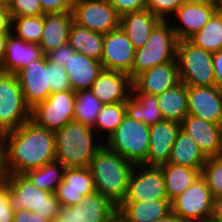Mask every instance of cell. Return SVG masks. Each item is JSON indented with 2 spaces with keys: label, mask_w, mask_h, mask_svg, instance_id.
I'll return each instance as SVG.
<instances>
[{
  "label": "cell",
  "mask_w": 222,
  "mask_h": 222,
  "mask_svg": "<svg viewBox=\"0 0 222 222\" xmlns=\"http://www.w3.org/2000/svg\"><path fill=\"white\" fill-rule=\"evenodd\" d=\"M93 176L88 167L66 168L63 181L55 192L59 205L73 206L81 201L84 195L95 192Z\"/></svg>",
  "instance_id": "19"
},
{
  "label": "cell",
  "mask_w": 222,
  "mask_h": 222,
  "mask_svg": "<svg viewBox=\"0 0 222 222\" xmlns=\"http://www.w3.org/2000/svg\"><path fill=\"white\" fill-rule=\"evenodd\" d=\"M171 212L169 200L122 201L117 207L119 222H156Z\"/></svg>",
  "instance_id": "25"
},
{
  "label": "cell",
  "mask_w": 222,
  "mask_h": 222,
  "mask_svg": "<svg viewBox=\"0 0 222 222\" xmlns=\"http://www.w3.org/2000/svg\"><path fill=\"white\" fill-rule=\"evenodd\" d=\"M4 178L10 185V199L14 211L27 209L45 216L48 221L58 216L60 205L55 193L35 187L24 174H5Z\"/></svg>",
  "instance_id": "6"
},
{
  "label": "cell",
  "mask_w": 222,
  "mask_h": 222,
  "mask_svg": "<svg viewBox=\"0 0 222 222\" xmlns=\"http://www.w3.org/2000/svg\"><path fill=\"white\" fill-rule=\"evenodd\" d=\"M157 104L163 119L181 124L188 115L187 85L180 81L174 87L157 95Z\"/></svg>",
  "instance_id": "29"
},
{
  "label": "cell",
  "mask_w": 222,
  "mask_h": 222,
  "mask_svg": "<svg viewBox=\"0 0 222 222\" xmlns=\"http://www.w3.org/2000/svg\"><path fill=\"white\" fill-rule=\"evenodd\" d=\"M215 86L222 90V50L213 53Z\"/></svg>",
  "instance_id": "48"
},
{
  "label": "cell",
  "mask_w": 222,
  "mask_h": 222,
  "mask_svg": "<svg viewBox=\"0 0 222 222\" xmlns=\"http://www.w3.org/2000/svg\"><path fill=\"white\" fill-rule=\"evenodd\" d=\"M5 173L3 169V143L2 136L0 135V181L4 179Z\"/></svg>",
  "instance_id": "53"
},
{
  "label": "cell",
  "mask_w": 222,
  "mask_h": 222,
  "mask_svg": "<svg viewBox=\"0 0 222 222\" xmlns=\"http://www.w3.org/2000/svg\"><path fill=\"white\" fill-rule=\"evenodd\" d=\"M7 38H8V34H1L0 35V70H1L4 56H5Z\"/></svg>",
  "instance_id": "51"
},
{
  "label": "cell",
  "mask_w": 222,
  "mask_h": 222,
  "mask_svg": "<svg viewBox=\"0 0 222 222\" xmlns=\"http://www.w3.org/2000/svg\"><path fill=\"white\" fill-rule=\"evenodd\" d=\"M104 34L91 31L73 23L69 32V45L87 57L101 61Z\"/></svg>",
  "instance_id": "32"
},
{
  "label": "cell",
  "mask_w": 222,
  "mask_h": 222,
  "mask_svg": "<svg viewBox=\"0 0 222 222\" xmlns=\"http://www.w3.org/2000/svg\"><path fill=\"white\" fill-rule=\"evenodd\" d=\"M16 76L20 82L24 102L30 109L45 101L51 94L45 55L24 67Z\"/></svg>",
  "instance_id": "16"
},
{
  "label": "cell",
  "mask_w": 222,
  "mask_h": 222,
  "mask_svg": "<svg viewBox=\"0 0 222 222\" xmlns=\"http://www.w3.org/2000/svg\"><path fill=\"white\" fill-rule=\"evenodd\" d=\"M72 24V12L44 14V26L39 43L44 55L68 43Z\"/></svg>",
  "instance_id": "26"
},
{
  "label": "cell",
  "mask_w": 222,
  "mask_h": 222,
  "mask_svg": "<svg viewBox=\"0 0 222 222\" xmlns=\"http://www.w3.org/2000/svg\"><path fill=\"white\" fill-rule=\"evenodd\" d=\"M206 161L207 157L200 150L198 144L180 128L172 146L168 163L202 169Z\"/></svg>",
  "instance_id": "28"
},
{
  "label": "cell",
  "mask_w": 222,
  "mask_h": 222,
  "mask_svg": "<svg viewBox=\"0 0 222 222\" xmlns=\"http://www.w3.org/2000/svg\"><path fill=\"white\" fill-rule=\"evenodd\" d=\"M13 222H48L45 216H40L27 209L14 211Z\"/></svg>",
  "instance_id": "46"
},
{
  "label": "cell",
  "mask_w": 222,
  "mask_h": 222,
  "mask_svg": "<svg viewBox=\"0 0 222 222\" xmlns=\"http://www.w3.org/2000/svg\"><path fill=\"white\" fill-rule=\"evenodd\" d=\"M182 4L181 0H147L146 9L161 20H167Z\"/></svg>",
  "instance_id": "41"
},
{
  "label": "cell",
  "mask_w": 222,
  "mask_h": 222,
  "mask_svg": "<svg viewBox=\"0 0 222 222\" xmlns=\"http://www.w3.org/2000/svg\"><path fill=\"white\" fill-rule=\"evenodd\" d=\"M10 0H0V4H8V2H9Z\"/></svg>",
  "instance_id": "55"
},
{
  "label": "cell",
  "mask_w": 222,
  "mask_h": 222,
  "mask_svg": "<svg viewBox=\"0 0 222 222\" xmlns=\"http://www.w3.org/2000/svg\"><path fill=\"white\" fill-rule=\"evenodd\" d=\"M66 167L58 161L47 163L44 166L30 170L24 175L41 190L55 193L58 185L63 181Z\"/></svg>",
  "instance_id": "34"
},
{
  "label": "cell",
  "mask_w": 222,
  "mask_h": 222,
  "mask_svg": "<svg viewBox=\"0 0 222 222\" xmlns=\"http://www.w3.org/2000/svg\"><path fill=\"white\" fill-rule=\"evenodd\" d=\"M216 11V8L207 5L191 1L183 2L174 14L176 19L181 21L180 24H171L178 41L188 40L199 32Z\"/></svg>",
  "instance_id": "23"
},
{
  "label": "cell",
  "mask_w": 222,
  "mask_h": 222,
  "mask_svg": "<svg viewBox=\"0 0 222 222\" xmlns=\"http://www.w3.org/2000/svg\"><path fill=\"white\" fill-rule=\"evenodd\" d=\"M181 129L192 137L207 158L222 155V124L187 115Z\"/></svg>",
  "instance_id": "20"
},
{
  "label": "cell",
  "mask_w": 222,
  "mask_h": 222,
  "mask_svg": "<svg viewBox=\"0 0 222 222\" xmlns=\"http://www.w3.org/2000/svg\"><path fill=\"white\" fill-rule=\"evenodd\" d=\"M211 219L214 221H222V196L213 198Z\"/></svg>",
  "instance_id": "49"
},
{
  "label": "cell",
  "mask_w": 222,
  "mask_h": 222,
  "mask_svg": "<svg viewBox=\"0 0 222 222\" xmlns=\"http://www.w3.org/2000/svg\"><path fill=\"white\" fill-rule=\"evenodd\" d=\"M182 2H189V1H191V0H181Z\"/></svg>",
  "instance_id": "57"
},
{
  "label": "cell",
  "mask_w": 222,
  "mask_h": 222,
  "mask_svg": "<svg viewBox=\"0 0 222 222\" xmlns=\"http://www.w3.org/2000/svg\"><path fill=\"white\" fill-rule=\"evenodd\" d=\"M75 102L76 94L72 89L51 93L45 101L37 103L30 109V120L40 127L55 132L74 121Z\"/></svg>",
  "instance_id": "9"
},
{
  "label": "cell",
  "mask_w": 222,
  "mask_h": 222,
  "mask_svg": "<svg viewBox=\"0 0 222 222\" xmlns=\"http://www.w3.org/2000/svg\"><path fill=\"white\" fill-rule=\"evenodd\" d=\"M44 26V14L12 18L11 32L25 42L40 43Z\"/></svg>",
  "instance_id": "36"
},
{
  "label": "cell",
  "mask_w": 222,
  "mask_h": 222,
  "mask_svg": "<svg viewBox=\"0 0 222 222\" xmlns=\"http://www.w3.org/2000/svg\"><path fill=\"white\" fill-rule=\"evenodd\" d=\"M7 5L11 18L44 14L39 0H10Z\"/></svg>",
  "instance_id": "40"
},
{
  "label": "cell",
  "mask_w": 222,
  "mask_h": 222,
  "mask_svg": "<svg viewBox=\"0 0 222 222\" xmlns=\"http://www.w3.org/2000/svg\"><path fill=\"white\" fill-rule=\"evenodd\" d=\"M64 67L72 90L75 92L89 90L103 70L100 61L76 52L70 45L69 59Z\"/></svg>",
  "instance_id": "24"
},
{
  "label": "cell",
  "mask_w": 222,
  "mask_h": 222,
  "mask_svg": "<svg viewBox=\"0 0 222 222\" xmlns=\"http://www.w3.org/2000/svg\"><path fill=\"white\" fill-rule=\"evenodd\" d=\"M179 79L187 86H215L213 53L180 40L176 47Z\"/></svg>",
  "instance_id": "7"
},
{
  "label": "cell",
  "mask_w": 222,
  "mask_h": 222,
  "mask_svg": "<svg viewBox=\"0 0 222 222\" xmlns=\"http://www.w3.org/2000/svg\"><path fill=\"white\" fill-rule=\"evenodd\" d=\"M159 168L164 176L166 192L170 202L183 193L201 175V169L188 168L172 163L161 165Z\"/></svg>",
  "instance_id": "31"
},
{
  "label": "cell",
  "mask_w": 222,
  "mask_h": 222,
  "mask_svg": "<svg viewBox=\"0 0 222 222\" xmlns=\"http://www.w3.org/2000/svg\"><path fill=\"white\" fill-rule=\"evenodd\" d=\"M180 82L178 65L174 61L147 69L132 79L131 93L160 95Z\"/></svg>",
  "instance_id": "17"
},
{
  "label": "cell",
  "mask_w": 222,
  "mask_h": 222,
  "mask_svg": "<svg viewBox=\"0 0 222 222\" xmlns=\"http://www.w3.org/2000/svg\"><path fill=\"white\" fill-rule=\"evenodd\" d=\"M42 12L47 13H63L71 12L73 0H39Z\"/></svg>",
  "instance_id": "44"
},
{
  "label": "cell",
  "mask_w": 222,
  "mask_h": 222,
  "mask_svg": "<svg viewBox=\"0 0 222 222\" xmlns=\"http://www.w3.org/2000/svg\"><path fill=\"white\" fill-rule=\"evenodd\" d=\"M45 56L48 61L65 66L69 59V43L59 46L55 50L48 52Z\"/></svg>",
  "instance_id": "45"
},
{
  "label": "cell",
  "mask_w": 222,
  "mask_h": 222,
  "mask_svg": "<svg viewBox=\"0 0 222 222\" xmlns=\"http://www.w3.org/2000/svg\"><path fill=\"white\" fill-rule=\"evenodd\" d=\"M29 120L30 108L24 102L17 76L0 72V135Z\"/></svg>",
  "instance_id": "8"
},
{
  "label": "cell",
  "mask_w": 222,
  "mask_h": 222,
  "mask_svg": "<svg viewBox=\"0 0 222 222\" xmlns=\"http://www.w3.org/2000/svg\"><path fill=\"white\" fill-rule=\"evenodd\" d=\"M180 128L181 124L167 119L151 125L149 129V150L146 161L142 165L146 167H159L167 164Z\"/></svg>",
  "instance_id": "18"
},
{
  "label": "cell",
  "mask_w": 222,
  "mask_h": 222,
  "mask_svg": "<svg viewBox=\"0 0 222 222\" xmlns=\"http://www.w3.org/2000/svg\"><path fill=\"white\" fill-rule=\"evenodd\" d=\"M73 23L99 33H109L119 27L120 16L108 0H73Z\"/></svg>",
  "instance_id": "11"
},
{
  "label": "cell",
  "mask_w": 222,
  "mask_h": 222,
  "mask_svg": "<svg viewBox=\"0 0 222 222\" xmlns=\"http://www.w3.org/2000/svg\"><path fill=\"white\" fill-rule=\"evenodd\" d=\"M150 126L125 115L117 129L103 141L104 146L135 165H142L150 145Z\"/></svg>",
  "instance_id": "5"
},
{
  "label": "cell",
  "mask_w": 222,
  "mask_h": 222,
  "mask_svg": "<svg viewBox=\"0 0 222 222\" xmlns=\"http://www.w3.org/2000/svg\"><path fill=\"white\" fill-rule=\"evenodd\" d=\"M170 20H161L152 30L145 46L135 50L132 79L141 72L176 59L178 39Z\"/></svg>",
  "instance_id": "4"
},
{
  "label": "cell",
  "mask_w": 222,
  "mask_h": 222,
  "mask_svg": "<svg viewBox=\"0 0 222 222\" xmlns=\"http://www.w3.org/2000/svg\"><path fill=\"white\" fill-rule=\"evenodd\" d=\"M12 18L8 9V5L0 4V35L9 34L11 32Z\"/></svg>",
  "instance_id": "47"
},
{
  "label": "cell",
  "mask_w": 222,
  "mask_h": 222,
  "mask_svg": "<svg viewBox=\"0 0 222 222\" xmlns=\"http://www.w3.org/2000/svg\"><path fill=\"white\" fill-rule=\"evenodd\" d=\"M125 115L126 102L104 104L98 113L93 129L95 132H105L104 136L108 137L117 129Z\"/></svg>",
  "instance_id": "37"
},
{
  "label": "cell",
  "mask_w": 222,
  "mask_h": 222,
  "mask_svg": "<svg viewBox=\"0 0 222 222\" xmlns=\"http://www.w3.org/2000/svg\"><path fill=\"white\" fill-rule=\"evenodd\" d=\"M168 200L163 173L159 167L135 165L123 201Z\"/></svg>",
  "instance_id": "13"
},
{
  "label": "cell",
  "mask_w": 222,
  "mask_h": 222,
  "mask_svg": "<svg viewBox=\"0 0 222 222\" xmlns=\"http://www.w3.org/2000/svg\"><path fill=\"white\" fill-rule=\"evenodd\" d=\"M188 40L210 53L222 50V11L217 10L203 28Z\"/></svg>",
  "instance_id": "33"
},
{
  "label": "cell",
  "mask_w": 222,
  "mask_h": 222,
  "mask_svg": "<svg viewBox=\"0 0 222 222\" xmlns=\"http://www.w3.org/2000/svg\"><path fill=\"white\" fill-rule=\"evenodd\" d=\"M134 166V163L103 145L88 168L93 176L95 190L118 207L125 198Z\"/></svg>",
  "instance_id": "2"
},
{
  "label": "cell",
  "mask_w": 222,
  "mask_h": 222,
  "mask_svg": "<svg viewBox=\"0 0 222 222\" xmlns=\"http://www.w3.org/2000/svg\"><path fill=\"white\" fill-rule=\"evenodd\" d=\"M161 21L148 9L130 12L120 16L119 26L126 33L134 49L141 48L147 43L152 30Z\"/></svg>",
  "instance_id": "27"
},
{
  "label": "cell",
  "mask_w": 222,
  "mask_h": 222,
  "mask_svg": "<svg viewBox=\"0 0 222 222\" xmlns=\"http://www.w3.org/2000/svg\"><path fill=\"white\" fill-rule=\"evenodd\" d=\"M126 115L148 126L163 120L157 95L148 93H131L126 101Z\"/></svg>",
  "instance_id": "30"
},
{
  "label": "cell",
  "mask_w": 222,
  "mask_h": 222,
  "mask_svg": "<svg viewBox=\"0 0 222 222\" xmlns=\"http://www.w3.org/2000/svg\"><path fill=\"white\" fill-rule=\"evenodd\" d=\"M201 177L206 181L213 198L222 196V155L207 158L201 169Z\"/></svg>",
  "instance_id": "38"
},
{
  "label": "cell",
  "mask_w": 222,
  "mask_h": 222,
  "mask_svg": "<svg viewBox=\"0 0 222 222\" xmlns=\"http://www.w3.org/2000/svg\"><path fill=\"white\" fill-rule=\"evenodd\" d=\"M49 89L51 93L71 90L72 87L64 66L47 60Z\"/></svg>",
  "instance_id": "39"
},
{
  "label": "cell",
  "mask_w": 222,
  "mask_h": 222,
  "mask_svg": "<svg viewBox=\"0 0 222 222\" xmlns=\"http://www.w3.org/2000/svg\"><path fill=\"white\" fill-rule=\"evenodd\" d=\"M156 222H186L177 216L174 212L168 213L162 219L157 220Z\"/></svg>",
  "instance_id": "52"
},
{
  "label": "cell",
  "mask_w": 222,
  "mask_h": 222,
  "mask_svg": "<svg viewBox=\"0 0 222 222\" xmlns=\"http://www.w3.org/2000/svg\"><path fill=\"white\" fill-rule=\"evenodd\" d=\"M48 222H64V220L61 219L59 216H55L51 218Z\"/></svg>",
  "instance_id": "54"
},
{
  "label": "cell",
  "mask_w": 222,
  "mask_h": 222,
  "mask_svg": "<svg viewBox=\"0 0 222 222\" xmlns=\"http://www.w3.org/2000/svg\"><path fill=\"white\" fill-rule=\"evenodd\" d=\"M58 216L64 222H115L117 206L95 191L73 206L60 205Z\"/></svg>",
  "instance_id": "12"
},
{
  "label": "cell",
  "mask_w": 222,
  "mask_h": 222,
  "mask_svg": "<svg viewBox=\"0 0 222 222\" xmlns=\"http://www.w3.org/2000/svg\"><path fill=\"white\" fill-rule=\"evenodd\" d=\"M119 16L146 9L147 0H108Z\"/></svg>",
  "instance_id": "43"
},
{
  "label": "cell",
  "mask_w": 222,
  "mask_h": 222,
  "mask_svg": "<svg viewBox=\"0 0 222 222\" xmlns=\"http://www.w3.org/2000/svg\"><path fill=\"white\" fill-rule=\"evenodd\" d=\"M75 94L76 102L73 120L93 128L98 113L104 104L93 95L90 89L77 91Z\"/></svg>",
  "instance_id": "35"
},
{
  "label": "cell",
  "mask_w": 222,
  "mask_h": 222,
  "mask_svg": "<svg viewBox=\"0 0 222 222\" xmlns=\"http://www.w3.org/2000/svg\"><path fill=\"white\" fill-rule=\"evenodd\" d=\"M54 133L56 161L66 168L88 167L104 145L103 142H96L98 139L94 137L96 134L92 127L75 121L67 123Z\"/></svg>",
  "instance_id": "3"
},
{
  "label": "cell",
  "mask_w": 222,
  "mask_h": 222,
  "mask_svg": "<svg viewBox=\"0 0 222 222\" xmlns=\"http://www.w3.org/2000/svg\"><path fill=\"white\" fill-rule=\"evenodd\" d=\"M191 2L207 5L217 10H221L222 8V0H191Z\"/></svg>",
  "instance_id": "50"
},
{
  "label": "cell",
  "mask_w": 222,
  "mask_h": 222,
  "mask_svg": "<svg viewBox=\"0 0 222 222\" xmlns=\"http://www.w3.org/2000/svg\"><path fill=\"white\" fill-rule=\"evenodd\" d=\"M44 56L39 44L25 42L10 32L0 72L16 75L24 67Z\"/></svg>",
  "instance_id": "22"
},
{
  "label": "cell",
  "mask_w": 222,
  "mask_h": 222,
  "mask_svg": "<svg viewBox=\"0 0 222 222\" xmlns=\"http://www.w3.org/2000/svg\"><path fill=\"white\" fill-rule=\"evenodd\" d=\"M131 90L132 79L127 73L105 69L90 88L93 95L103 104L126 102L131 96Z\"/></svg>",
  "instance_id": "21"
},
{
  "label": "cell",
  "mask_w": 222,
  "mask_h": 222,
  "mask_svg": "<svg viewBox=\"0 0 222 222\" xmlns=\"http://www.w3.org/2000/svg\"><path fill=\"white\" fill-rule=\"evenodd\" d=\"M199 222H217V221H214L212 219H209V220H203V221H199Z\"/></svg>",
  "instance_id": "56"
},
{
  "label": "cell",
  "mask_w": 222,
  "mask_h": 222,
  "mask_svg": "<svg viewBox=\"0 0 222 222\" xmlns=\"http://www.w3.org/2000/svg\"><path fill=\"white\" fill-rule=\"evenodd\" d=\"M134 56L133 44L120 26L104 34L100 61L103 69L127 73L132 79Z\"/></svg>",
  "instance_id": "14"
},
{
  "label": "cell",
  "mask_w": 222,
  "mask_h": 222,
  "mask_svg": "<svg viewBox=\"0 0 222 222\" xmlns=\"http://www.w3.org/2000/svg\"><path fill=\"white\" fill-rule=\"evenodd\" d=\"M1 136L5 174H25L56 160L55 133L31 120Z\"/></svg>",
  "instance_id": "1"
},
{
  "label": "cell",
  "mask_w": 222,
  "mask_h": 222,
  "mask_svg": "<svg viewBox=\"0 0 222 222\" xmlns=\"http://www.w3.org/2000/svg\"><path fill=\"white\" fill-rule=\"evenodd\" d=\"M213 197L206 181L199 176L183 193L171 201V211L186 222L211 219Z\"/></svg>",
  "instance_id": "10"
},
{
  "label": "cell",
  "mask_w": 222,
  "mask_h": 222,
  "mask_svg": "<svg viewBox=\"0 0 222 222\" xmlns=\"http://www.w3.org/2000/svg\"><path fill=\"white\" fill-rule=\"evenodd\" d=\"M14 210L10 199V185L4 178L0 181V222H13Z\"/></svg>",
  "instance_id": "42"
},
{
  "label": "cell",
  "mask_w": 222,
  "mask_h": 222,
  "mask_svg": "<svg viewBox=\"0 0 222 222\" xmlns=\"http://www.w3.org/2000/svg\"><path fill=\"white\" fill-rule=\"evenodd\" d=\"M188 115L222 124V90L216 86H187Z\"/></svg>",
  "instance_id": "15"
}]
</instances>
